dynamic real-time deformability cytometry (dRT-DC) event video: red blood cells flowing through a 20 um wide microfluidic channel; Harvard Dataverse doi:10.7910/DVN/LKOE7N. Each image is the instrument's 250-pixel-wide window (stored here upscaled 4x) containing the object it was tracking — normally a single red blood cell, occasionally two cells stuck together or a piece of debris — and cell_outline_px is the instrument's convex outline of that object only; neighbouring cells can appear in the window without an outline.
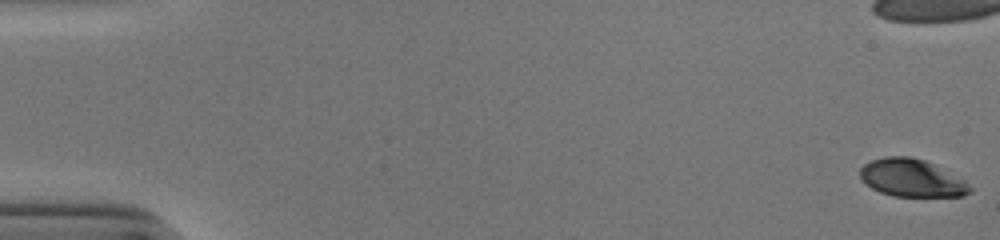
{"species": "human", "species_latin": "Homo sapiens", "temperature_condition": "cold", "stored_images_in_passage": 53, "camera_frame_rate_fps": 3000, "um_per_image_px": 0.085, "donor": {"sex": "male"}, "frame": {"image": 1, "passage_image": 1, "time_ms": 0.0, "image_size_px": [1000, 240], "cell_outline_px": [[972, 192], [960, 196], [892, 196], [880, 192], [872, 188], [860, 176], [860, 168], [864, 164], [872, 160], [884, 156], [908, 156], [924, 160], [964, 180], [972, 188]], "centroid_in_image_um": [77.48, 15.13], "position_along_channel_um": 7.5, "area_um2": 23.76}}
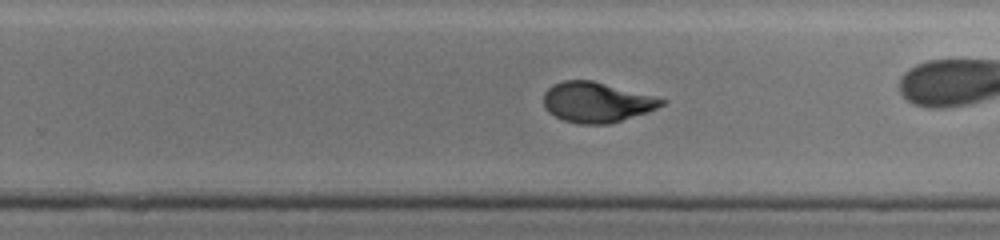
{"frame": {"image": 2, "passage_image": 35, "time_ms": 11.333, "image_size_px": [1000, 240], "cell_outline_px": [[668, 100], [664, 104], [648, 112], [612, 124], [580, 124], [564, 120], [548, 112], [544, 108], [544, 92], [552, 84], [564, 80], [592, 80]], "centroid_in_image_um": [50.7, 8.69], "position_along_channel_um": 279.1, "area_um2": 27.69}}
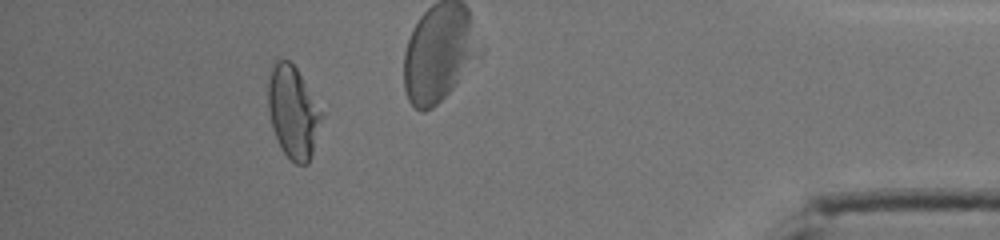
{"frame": {"image": 3, "passage_image": 49, "time_ms": 16.0, "image_size_px": [1000, 240], "cell_outline_px": [[320, 116], [312, 152], [308, 164], [296, 164], [284, 152], [272, 128], [268, 108], [268, 80], [272, 68], [276, 60], [288, 60], [296, 68], [320, 112]], "centroid_in_image_um": [24.84, 9.52], "position_along_channel_um": 410.4, "area_um2": 27.28}, "authors_computed_cell_mechanics": {"area_um2": 27.9752, "velocity_mm_per_s": 3.9197, "shape_relaxation_time_tau1_ms": 5.4452, "shape_relaxation_time_tau2_ms": 1.0345, "deformation_change_tau1": 0.1981, "deformation_change_tau2": 0.0577}}